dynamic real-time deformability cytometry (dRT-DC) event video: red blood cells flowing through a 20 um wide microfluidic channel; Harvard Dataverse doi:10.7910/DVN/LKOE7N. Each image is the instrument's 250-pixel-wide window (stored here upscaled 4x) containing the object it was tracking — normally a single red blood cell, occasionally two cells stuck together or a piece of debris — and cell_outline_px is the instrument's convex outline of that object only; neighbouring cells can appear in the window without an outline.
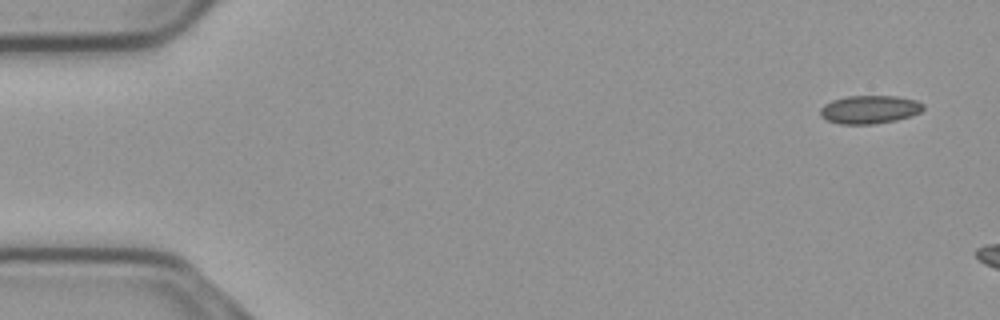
{"species": "common noctule bat (a hibernating species)", "species_latin": "Nyctalus noctula", "temperature_condition": "cold", "stored_images_in_passage": 12, "camera_frame_rate_fps": 3000, "um_per_image_px": 0.085, "animal": {"sex": "male", "body_mass_g": 23.1, "forearm_length_mm": 52.7}, "frame": {"image": 1, "passage_image": 1, "time_ms": 0.0, "image_size_px": [1000, 320], "cell_outline_px": [[924, 108], [920, 112], [912, 116], [896, 120], [876, 124], [840, 124], [828, 120], [820, 116], [820, 108], [824, 104], [832, 100], [848, 96], [896, 96], [916, 100], [924, 104]], "centroid_in_image_um": [73.92, 9.31], "position_along_channel_um": 11.1, "area_um2": 17.05}}